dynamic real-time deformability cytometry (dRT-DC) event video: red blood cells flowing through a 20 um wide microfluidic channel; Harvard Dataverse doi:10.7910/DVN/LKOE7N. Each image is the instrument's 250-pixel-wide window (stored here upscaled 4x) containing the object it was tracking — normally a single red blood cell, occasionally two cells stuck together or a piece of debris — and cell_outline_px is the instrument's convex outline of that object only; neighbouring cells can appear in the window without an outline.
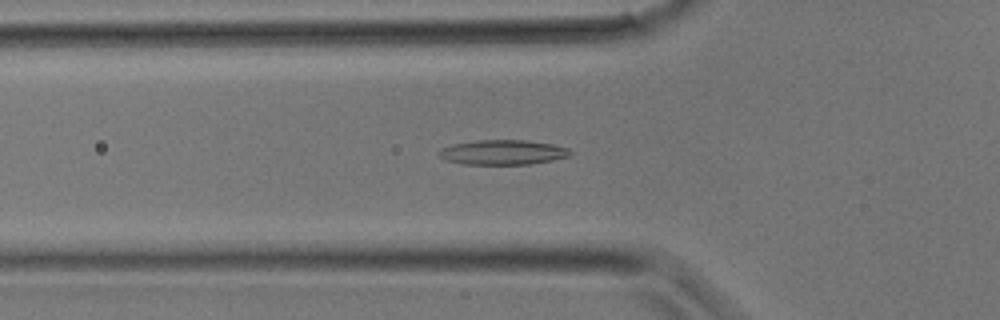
{"species": "common noctule bat (a hibernating species)", "species_latin": "Nyctalus noctula", "temperature_condition": "room temperature", "stored_images_in_passage": 32, "camera_frame_rate_fps": 3000, "um_per_image_px": 0.085, "animal": {"sex": "male", "body_mass_g": 17.9}, "frame": {"image": 1, "passage_image": 10, "time_ms": 3.0, "image_size_px": [1000, 320], "cell_outline_px": [[572, 152], [568, 156], [552, 160], [532, 164], [464, 164], [448, 160], [440, 156], [436, 152], [440, 148], [452, 144], [476, 140], [524, 140], [552, 144], [568, 148]], "centroid_in_image_um": [42.71, 12.94], "position_along_channel_um": 83.1, "area_um2": 18.9}}
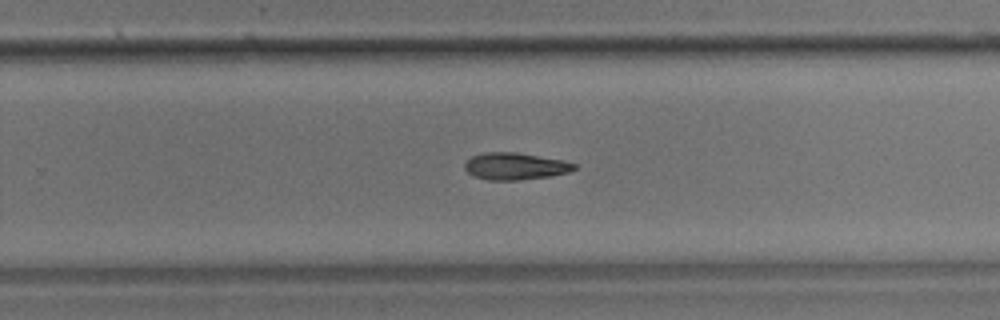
{"frame": {"image": 2, "passage_image": 20, "time_ms": 6.333, "image_size_px": [1000, 320], "cell_outline_px": [[576, 168], [568, 172], [552, 176], [516, 180], [488, 180], [476, 176], [468, 172], [464, 168], [464, 164], [472, 156], [484, 152], [516, 152], [564, 160], [576, 164]], "centroid_in_image_um": [43.8, 14.12], "position_along_channel_um": 286.0, "area_um2": 17.17}}
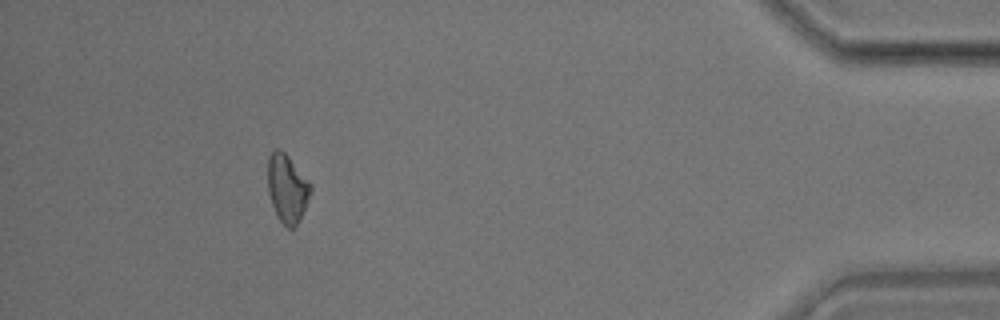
{"frame": {"image": 3, "passage_image": 29, "time_ms": 9.333, "image_size_px": [1000, 320], "cell_outline_px": [[312, 192], [300, 220], [292, 228], [288, 228], [280, 220], [272, 204], [268, 192], [268, 156], [276, 148], [280, 148], [288, 156], [312, 184]], "centroid_in_image_um": [24.43, 15.99], "position_along_channel_um": 410.8, "area_um2": 16.99}}